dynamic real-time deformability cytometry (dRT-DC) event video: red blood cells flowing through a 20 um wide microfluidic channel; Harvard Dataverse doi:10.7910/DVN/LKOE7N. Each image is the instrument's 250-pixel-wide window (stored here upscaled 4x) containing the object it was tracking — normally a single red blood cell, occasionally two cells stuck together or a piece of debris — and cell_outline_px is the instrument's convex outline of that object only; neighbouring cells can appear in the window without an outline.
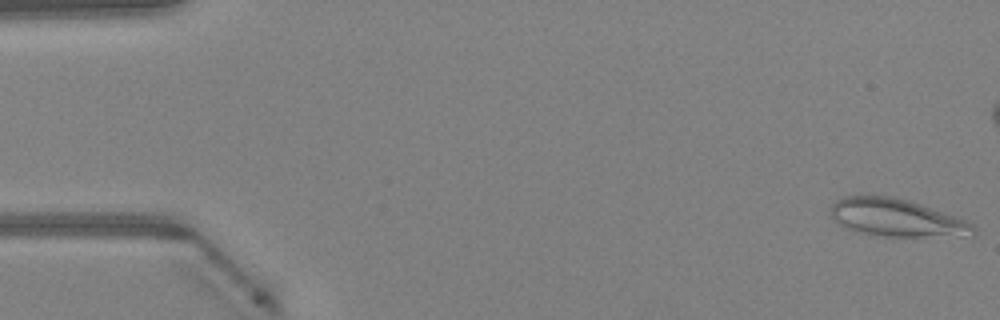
{"species": "Egyptian fruit bat (a non-hibernating species)", "species_latin": "Rousettus aegyptiacus", "temperature_condition": "warm", "stored_images_in_passage": 49, "camera_frame_rate_fps": 3000, "um_per_image_px": 0.085, "animal": {"sex": "female"}, "frame": {"image": 1, "passage_image": 1, "time_ms": 0.0, "image_size_px": [1000, 320], "cell_outline_px": [[976, 232], [972, 236], [884, 236], [860, 232], [844, 228], [832, 216], [832, 204], [836, 200], [844, 196], [892, 196], [908, 200], [920, 204], [976, 224]], "centroid_in_image_um": [76.24, 18.52], "position_along_channel_um": 8.8, "area_um2": 30.98}}
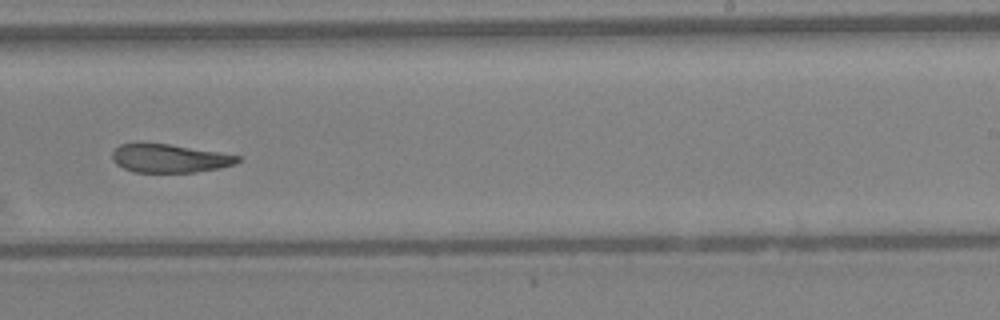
{"frame": {"image": 2, "passage_image": 30, "time_ms": 9.667, "image_size_px": [1000, 320], "cell_outline_px": [[240, 160], [236, 164], [220, 168], [196, 172], [132, 172], [116, 164], [112, 160], [112, 152], [120, 144], [168, 144], [220, 152], [240, 156]], "centroid_in_image_um": [14.43, 13.47], "position_along_channel_um": 274.6, "area_um2": 20.63}}
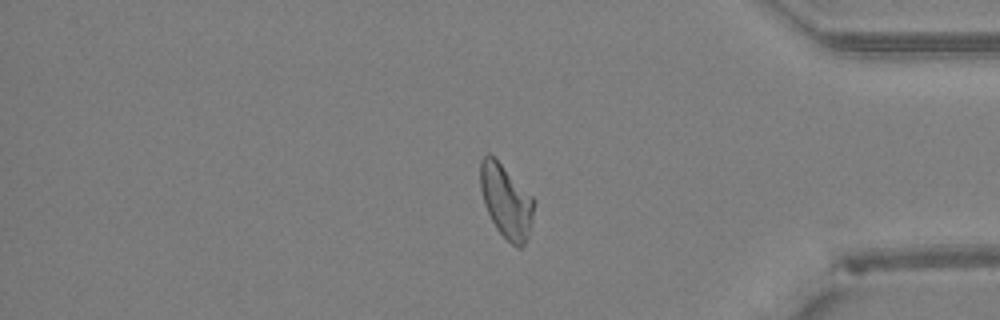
{"frame": {"image": 3, "passage_image": 40, "time_ms": 13.0, "image_size_px": [1000, 320], "cell_outline_px": [[536, 200], [532, 220], [524, 244], [520, 248], [516, 248], [496, 228], [484, 204], [480, 188], [480, 160], [488, 152]], "centroid_in_image_um": [43.01, 17.11], "position_along_channel_um": 392.2, "area_um2": 22.48}, "authors_computed_cell_mechanics": {"area_um2": 23.8136, "velocity_mm_per_s": 4.2269, "shape_relaxation_time_tau1_ms": null, "shape_relaxation_time_tau2_ms": 4.3683, "deformation_change_tau1": null, "deformation_change_tau2": 0.1462}}